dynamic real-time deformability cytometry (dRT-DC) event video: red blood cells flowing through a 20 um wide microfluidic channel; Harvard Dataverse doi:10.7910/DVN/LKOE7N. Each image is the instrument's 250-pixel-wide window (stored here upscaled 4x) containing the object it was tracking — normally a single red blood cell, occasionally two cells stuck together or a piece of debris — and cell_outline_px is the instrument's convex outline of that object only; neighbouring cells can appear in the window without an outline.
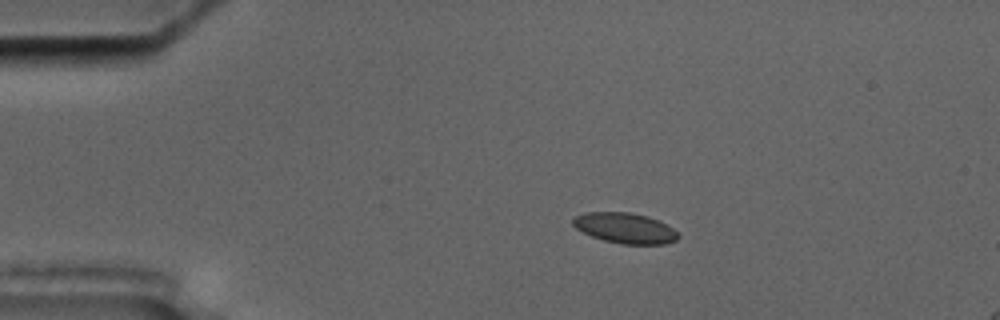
{"species": "common noctule bat (a hibernating species)", "species_latin": "Nyctalus noctula", "temperature_condition": "cold", "stored_images_in_passage": 4, "camera_frame_rate_fps": 3000, "um_per_image_px": 0.085, "animal": {"sex": "male", "body_mass_g": 17.5, "forearm_length_mm": 52.3}, "frame": {"image": 1, "passage_image": 2, "time_ms": 1.333, "image_size_px": [1000, 320], "cell_outline_px": [[680, 236], [676, 240], [664, 244], [620, 244], [604, 240], [592, 236], [576, 228], [572, 224], [572, 220], [576, 216], [584, 212], [632, 212], [648, 216], [672, 228]], "centroid_in_image_um": [53.11, 19.38], "position_along_channel_um": 31.9, "area_um2": 18.55}}